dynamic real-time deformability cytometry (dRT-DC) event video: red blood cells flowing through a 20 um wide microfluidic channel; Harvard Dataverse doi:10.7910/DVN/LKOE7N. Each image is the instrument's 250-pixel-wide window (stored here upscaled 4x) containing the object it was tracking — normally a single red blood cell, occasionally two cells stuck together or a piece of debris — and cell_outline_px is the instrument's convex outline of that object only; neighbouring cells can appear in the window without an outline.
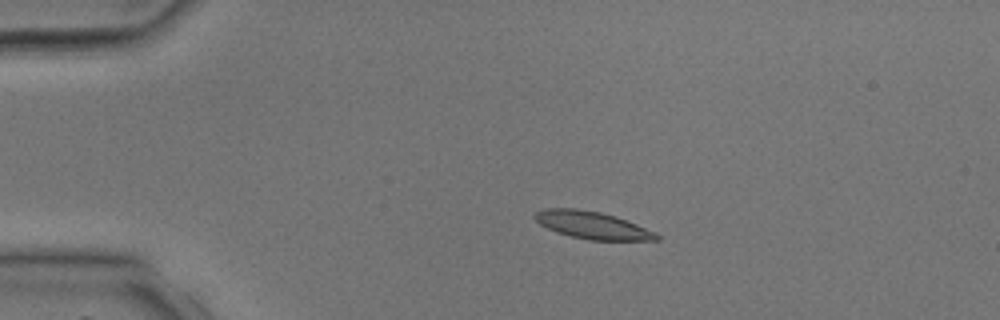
{"species": "common noctule bat (a hibernating species)", "species_latin": "Nyctalus noctula", "temperature_condition": "room temperature", "stored_images_in_passage": 3, "camera_frame_rate_fps": 3000, "um_per_image_px": 0.085, "animal": {"sex": "male", "body_mass_g": 17.9, "forearm_length_mm": 54.2}, "frame": {"image": 1, "passage_image": 2, "time_ms": 1.333, "image_size_px": [1000, 320], "cell_outline_px": [[660, 240], [588, 240], [556, 232], [540, 224], [532, 216], [536, 212], [544, 208], [576, 208], [600, 212], [616, 216], [656, 232], [660, 236]], "centroid_in_image_um": [50.34, 19.13], "position_along_channel_um": 34.7, "area_um2": 19.42}}